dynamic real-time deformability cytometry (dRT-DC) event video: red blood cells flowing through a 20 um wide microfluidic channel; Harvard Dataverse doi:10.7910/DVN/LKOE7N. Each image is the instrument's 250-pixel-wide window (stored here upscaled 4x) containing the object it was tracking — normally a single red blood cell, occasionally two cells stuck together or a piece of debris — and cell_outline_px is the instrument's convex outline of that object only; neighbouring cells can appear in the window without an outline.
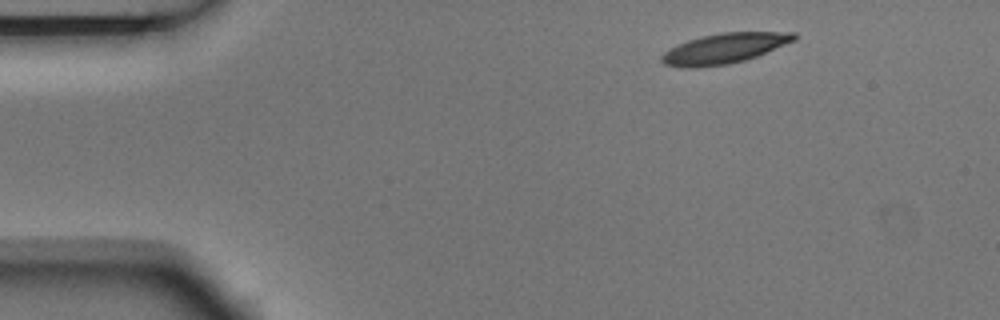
{"species": "Egyptian fruit bat (a non-hibernating species)", "species_latin": "Rousettus aegyptiacus", "temperature_condition": "room temperature", "stored_images_in_passage": 4, "camera_frame_rate_fps": 3000, "um_per_image_px": 0.085, "animal": {"sex": "male"}, "frame": {"image": 1, "passage_image": 1, "time_ms": 0.0, "image_size_px": [1000, 320], "cell_outline_px": [[796, 40], [756, 56], [744, 60], [728, 64], [700, 68], [684, 68], [664, 64], [660, 60], [660, 56], [664, 52], [688, 40], [700, 36], [720, 32], [796, 32]], "centroid_in_image_um": [61.55, 4.12], "position_along_channel_um": 23.4, "area_um2": 23.29}}